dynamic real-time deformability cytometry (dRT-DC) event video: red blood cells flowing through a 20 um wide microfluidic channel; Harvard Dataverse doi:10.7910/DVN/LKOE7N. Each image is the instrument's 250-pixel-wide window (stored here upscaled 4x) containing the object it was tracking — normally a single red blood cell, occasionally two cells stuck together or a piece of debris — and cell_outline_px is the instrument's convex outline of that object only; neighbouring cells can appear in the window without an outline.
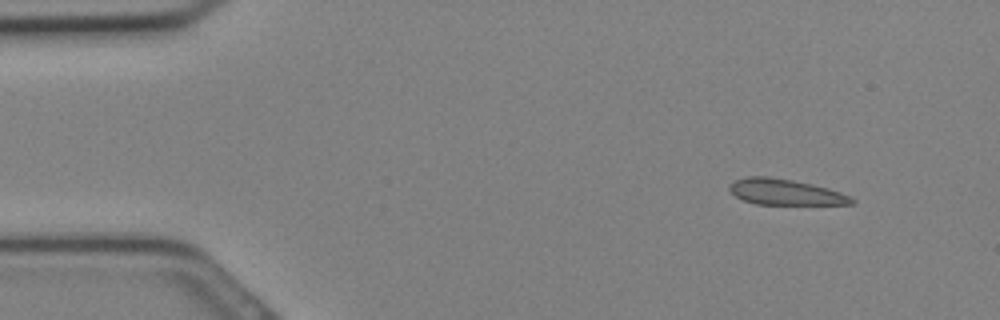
{"species": "Egyptian fruit bat (a non-hibernating species)", "species_latin": "Rousettus aegyptiacus", "temperature_condition": "cold", "stored_images_in_passage": 31, "camera_frame_rate_fps": 3000, "um_per_image_px": 0.085, "animal": {"sex": "female"}, "frame": {"image": 1, "passage_image": 3, "time_ms": 0.667, "image_size_px": [1000, 320], "cell_outline_px": [[856, 204], [756, 204], [744, 200], [736, 196], [728, 188], [728, 184], [732, 180], [748, 176], [768, 176], [792, 180], [812, 184], [828, 188], [840, 192], [856, 200]], "centroid_in_image_um": [66.72, 16.31], "position_along_channel_um": 18.3, "area_um2": 18.38}}
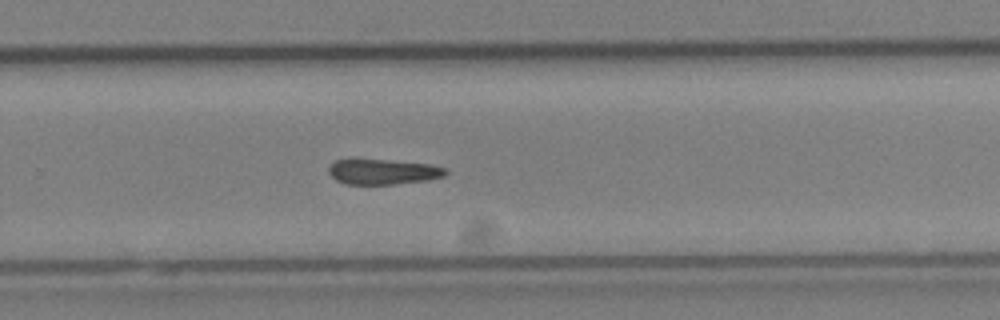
{"frame": {"image": 2, "passage_image": 20, "time_ms": 6.333, "image_size_px": [1000, 320], "cell_outline_px": [[448, 172], [444, 176], [428, 180], [392, 184], [344, 184], [336, 180], [328, 172], [328, 168], [336, 160], [352, 156], [428, 164], [448, 168]], "centroid_in_image_um": [32.5, 14.56], "position_along_channel_um": 297.3, "area_um2": 17.86}}
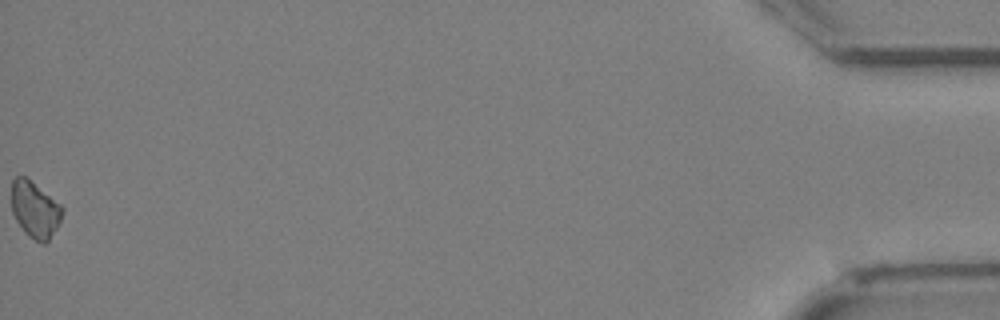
{"frame": {"image": 3, "passage_image": 31, "time_ms": 10.0, "image_size_px": [1000, 320], "cell_outline_px": [[64, 208], [60, 220], [56, 228], [48, 240], [44, 244], [28, 236], [24, 232], [16, 220], [12, 212], [12, 180], [16, 176], [24, 176], [60, 204]], "centroid_in_image_um": [2.95, 17.82], "position_along_channel_um": 432.2, "area_um2": 16.3}}